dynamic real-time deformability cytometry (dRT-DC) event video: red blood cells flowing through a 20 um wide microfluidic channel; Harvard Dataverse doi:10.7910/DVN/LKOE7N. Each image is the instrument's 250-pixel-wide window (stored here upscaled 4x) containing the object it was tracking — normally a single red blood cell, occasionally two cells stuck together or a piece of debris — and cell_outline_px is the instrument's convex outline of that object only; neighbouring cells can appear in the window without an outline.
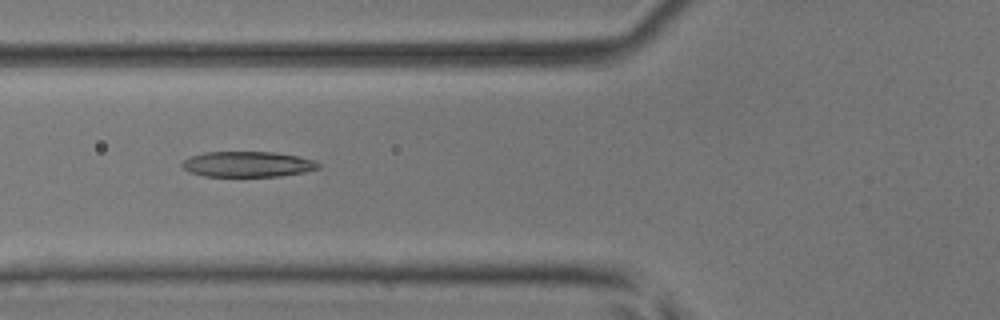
{"species": "common noctule bat (a hibernating species)", "species_latin": "Nyctalus noctula", "temperature_condition": "room temperature", "stored_images_in_passage": 50, "camera_frame_rate_fps": 3000, "um_per_image_px": 0.085, "animal": {"sex": "male", "body_mass_g": 17.9, "forearm_length_mm": 54.2}, "frame": {"image": 1, "passage_image": 19, "time_ms": 6.0, "image_size_px": [1000, 320], "cell_outline_px": [[320, 168], [304, 172], [280, 176], [204, 176], [188, 172], [180, 164], [184, 160], [192, 156], [204, 152], [272, 152], [296, 156], [316, 160], [320, 164]], "centroid_in_image_um": [21.05, 13.96], "position_along_channel_um": 104.7, "area_um2": 20.23}}
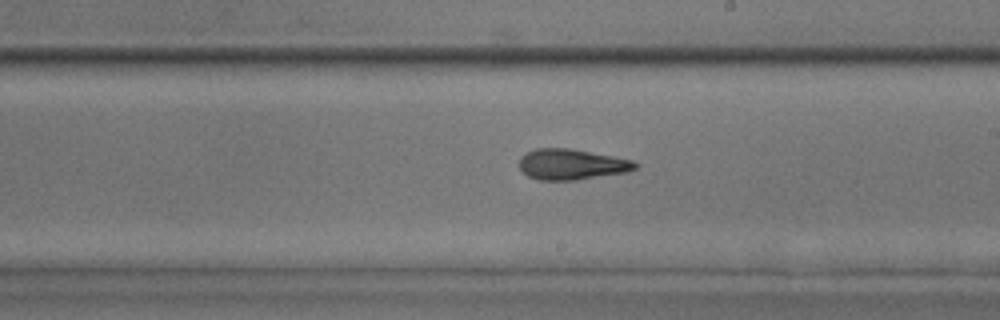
{"frame": {"image": 2, "passage_image": 29, "time_ms": 9.333, "image_size_px": [1000, 320], "cell_outline_px": [[640, 164], [636, 168], [628, 172], [576, 180], [536, 180], [528, 176], [520, 168], [520, 156], [524, 152], [536, 148], [568, 148], [612, 156], [632, 160]], "centroid_in_image_um": [48.57, 13.97], "position_along_channel_um": 240.4, "area_um2": 20.81}}
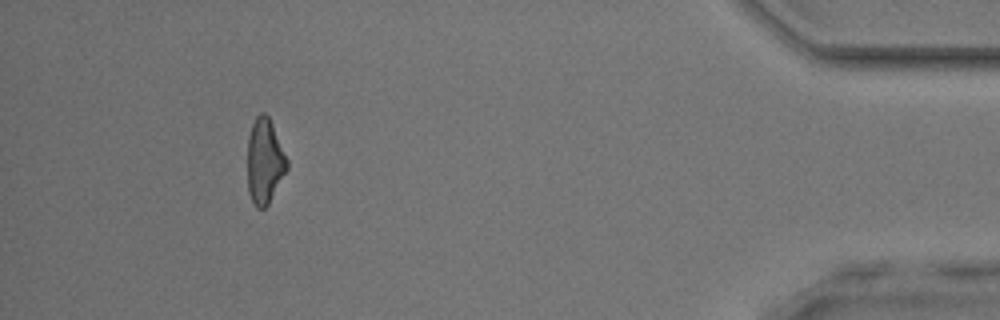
{"frame": {"image": 3, "passage_image": 46, "time_ms": 15.0, "image_size_px": [1000, 320], "cell_outline_px": [[288, 168], [268, 204], [264, 208], [256, 208], [248, 192], [248, 136], [252, 124], [256, 116], [260, 112], [264, 112], [268, 116], [272, 124], [288, 160]], "centroid_in_image_um": [22.49, 13.69], "position_along_channel_um": 412.7, "area_um2": 19.48}, "authors_computed_cell_mechanics": {"area_um2": 20.808, "velocity_mm_per_s": 4.0872, "shape_relaxation_time_tau1_ms": 3.8259, "shape_relaxation_time_tau2_ms": 2.873, "deformation_change_tau1": 0.1687, "deformation_change_tau2": 0.1354}}